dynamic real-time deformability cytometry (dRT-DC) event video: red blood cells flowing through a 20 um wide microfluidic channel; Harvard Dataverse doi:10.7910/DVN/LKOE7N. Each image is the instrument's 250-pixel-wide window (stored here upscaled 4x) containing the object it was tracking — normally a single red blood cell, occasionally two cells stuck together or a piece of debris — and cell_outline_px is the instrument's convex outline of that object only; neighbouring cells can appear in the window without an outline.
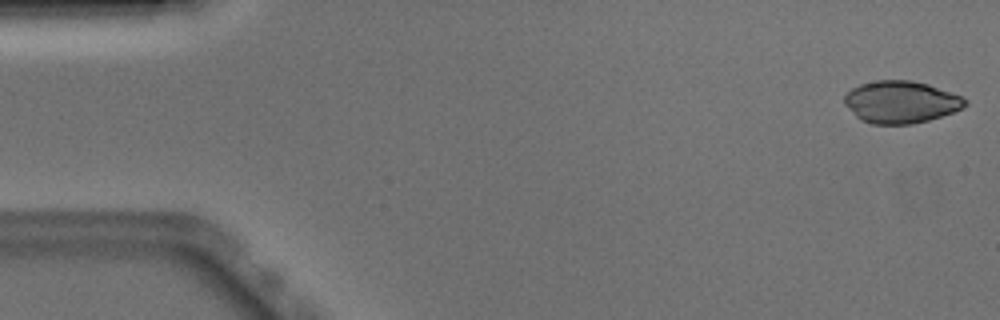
{"species": "Egyptian fruit bat (a non-hibernating species)", "species_latin": "Rousettus aegyptiacus", "temperature_condition": "warm", "stored_images_in_passage": 14, "camera_frame_rate_fps": 3000, "um_per_image_px": 0.085, "animal": {"sex": "male"}, "frame": {"image": 1, "passage_image": 1, "time_ms": 0.0, "image_size_px": [1000, 320], "cell_outline_px": [[968, 104], [964, 108], [928, 120], [912, 124], [872, 124], [860, 120], [844, 104], [844, 96], [852, 88], [860, 84], [876, 80], [912, 80], [928, 84], [960, 96], [968, 100]], "centroid_in_image_um": [76.56, 8.67], "position_along_channel_um": 8.4, "area_um2": 29.65}}